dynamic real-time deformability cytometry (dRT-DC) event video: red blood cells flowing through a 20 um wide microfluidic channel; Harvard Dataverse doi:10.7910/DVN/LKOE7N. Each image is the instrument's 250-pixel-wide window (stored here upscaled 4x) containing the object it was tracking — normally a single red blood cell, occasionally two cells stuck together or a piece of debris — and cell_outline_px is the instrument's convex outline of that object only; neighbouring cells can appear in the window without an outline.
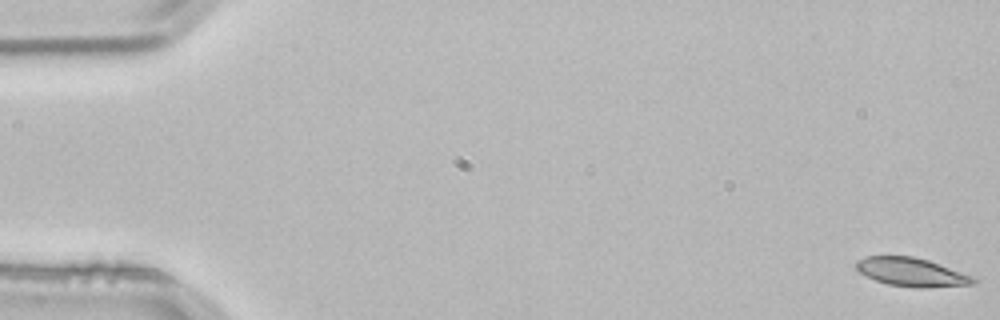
{"species": "common noctule bat (a hibernating species)", "species_latin": "Nyctalus noctula", "temperature_condition": "room temperature", "stored_images_in_passage": 4, "camera_frame_rate_fps": 3000, "um_per_image_px": 0.085, "animal": {"sex": "male", "body_mass_g": 21.5, "forearm_length_mm": 52.0}, "frame": {"image": 1, "passage_image": 1, "time_ms": 0.0, "image_size_px": [1000, 320], "cell_outline_px": [[976, 280], [972, 284], [924, 288], [916, 288], [888, 284], [876, 280], [860, 272], [856, 268], [856, 260], [864, 256], [912, 256], [928, 260], [972, 276]], "centroid_in_image_um": [77.44, 23.12], "position_along_channel_um": 7.6, "area_um2": 19.25}}
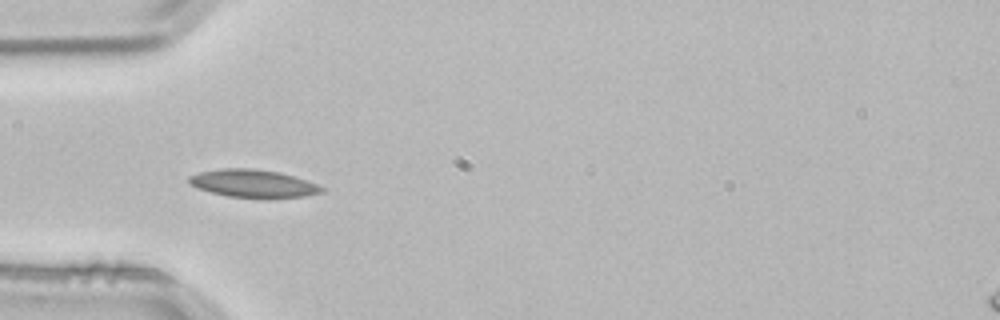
{"frame": {"image": 2, "passage_image": 4, "time_ms": 1.0, "image_size_px": [1000, 320], "cell_outline_px": [[324, 192], [304, 196], [228, 196], [196, 188], [188, 184], [188, 176], [200, 172], [220, 168], [252, 168], [280, 172], [316, 184], [324, 188]], "centroid_in_image_um": [21.44, 15.56], "position_along_channel_um": 63.6, "area_um2": 20.87}}